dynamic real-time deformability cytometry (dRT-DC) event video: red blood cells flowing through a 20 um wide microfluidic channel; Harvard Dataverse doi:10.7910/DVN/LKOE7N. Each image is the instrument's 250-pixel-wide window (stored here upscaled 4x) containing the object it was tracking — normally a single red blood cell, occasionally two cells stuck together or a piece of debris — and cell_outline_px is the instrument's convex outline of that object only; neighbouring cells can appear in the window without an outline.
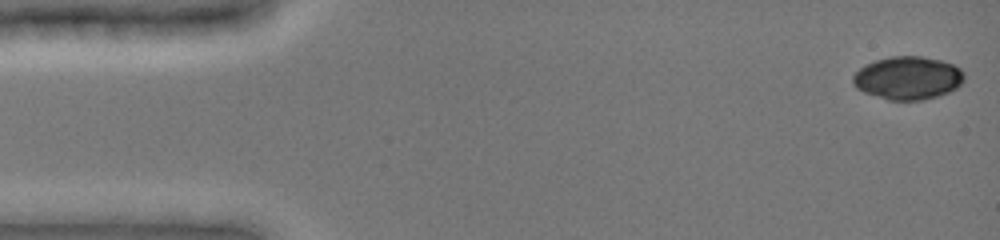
{"species": "common noctule bat (a hibernating species)", "species_latin": "Nyctalus noctula", "temperature_condition": "cold", "stored_images_in_passage": 48, "camera_frame_rate_fps": 3000, "um_per_image_px": 0.085, "animal": {"sex": "female", "body_mass_g": 19.0, "forearm_length_mm": 51.5}, "frame": {"image": 1, "passage_image": 1, "time_ms": 0.0, "image_size_px": [1000, 240], "cell_outline_px": [[964, 80], [956, 88], [948, 92], [924, 100], [888, 100], [864, 92], [856, 88], [852, 84], [852, 76], [860, 68], [876, 60], [892, 56], [924, 56], [940, 60], [952, 64], [960, 68], [964, 72]], "centroid_in_image_um": [77.17, 6.63], "position_along_channel_um": 7.8, "area_um2": 27.92}}
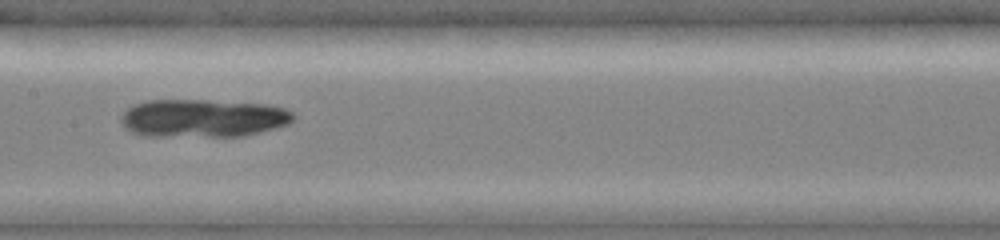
{"frame": {"image": 2, "passage_image": 24, "time_ms": 7.667, "image_size_px": [1000, 240], "cell_outline_px": [[296, 116], [288, 124], [260, 132], [244, 136], [144, 136], [132, 132], [120, 120], [120, 116], [132, 104], [148, 100], [208, 100], [264, 104], [284, 108], [292, 112]], "centroid_in_image_um": [17.24, 10.04], "position_along_channel_um": 190.2, "area_um2": 38.21}}
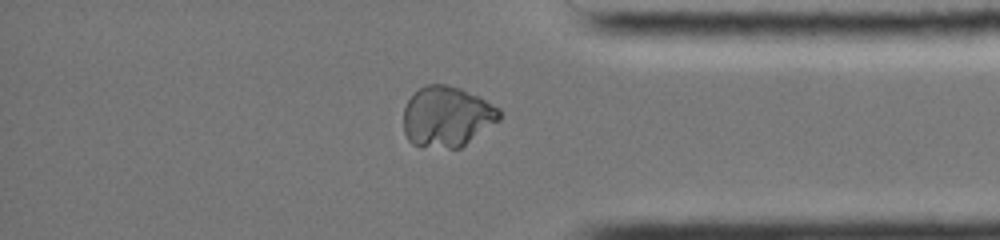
{"frame": {"image": 3, "passage_image": 40, "time_ms": 13.0, "image_size_px": [1000, 240], "cell_outline_px": [[500, 120], [460, 148], [420, 148], [412, 144], [408, 140], [404, 132], [404, 108], [408, 100], [424, 84], [444, 84], [460, 88], [480, 96], [500, 108]], "centroid_in_image_um": [37.98, 9.92], "position_along_channel_um": 397.2, "area_um2": 34.22}}